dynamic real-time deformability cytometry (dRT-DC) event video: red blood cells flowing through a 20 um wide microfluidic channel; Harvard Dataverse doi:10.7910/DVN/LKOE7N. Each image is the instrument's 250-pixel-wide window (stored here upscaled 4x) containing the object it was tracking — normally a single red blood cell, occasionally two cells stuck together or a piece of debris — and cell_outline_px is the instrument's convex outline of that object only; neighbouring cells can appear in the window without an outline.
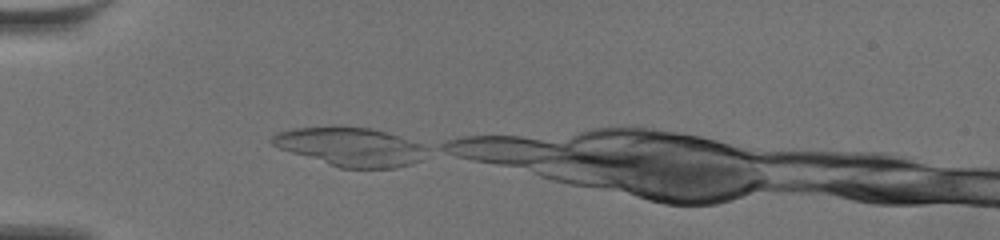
{"species": "common noctule bat (a hibernating species)", "species_latin": "Nyctalus noctula", "temperature_condition": "warm", "stored_images_in_passage": 9, "camera_frame_rate_fps": 3000, "um_per_image_px": 0.085, "animal": {"sex": "female", "body_mass_g": 19.5, "forearm_length_mm": 54.1}, "frame": {"image": 1, "passage_image": 1, "time_ms": 0.0, "image_size_px": [1000, 240], "cell_outline_px": [[428, 148], [420, 160], [412, 164], [396, 168], [340, 168], [280, 148], [272, 144], [268, 140], [276, 132], [292, 128], [372, 128], [420, 144]], "centroid_in_image_um": [29.77, 12.5], "position_along_channel_um": 55.2, "area_um2": 33.99}}